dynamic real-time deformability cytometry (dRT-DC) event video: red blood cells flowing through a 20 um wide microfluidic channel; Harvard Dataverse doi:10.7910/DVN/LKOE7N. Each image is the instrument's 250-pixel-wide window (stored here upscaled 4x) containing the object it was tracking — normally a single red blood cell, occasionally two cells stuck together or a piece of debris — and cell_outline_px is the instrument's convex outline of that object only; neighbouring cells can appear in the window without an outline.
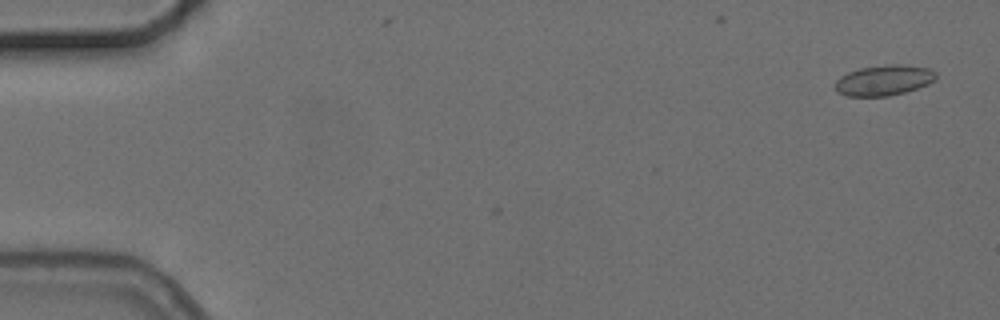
{"species": "common noctule bat (a hibernating species)", "species_latin": "Nyctalus noctula", "temperature_condition": "cold", "stored_images_in_passage": 3, "camera_frame_rate_fps": 3000, "um_per_image_px": 0.085, "animal": {"sex": "female", "body_mass_g": 24.6, "forearm_length_mm": 56.2}, "frame": {"image": 1, "passage_image": 3, "time_ms": 2.0, "image_size_px": [1000, 320], "cell_outline_px": [[936, 80], [928, 84], [904, 92], [888, 96], [848, 96], [836, 92], [836, 80], [840, 76], [848, 72], [860, 68], [888, 64], [904, 64], [928, 68], [936, 72]], "centroid_in_image_um": [75.13, 6.81], "position_along_channel_um": 9.9, "area_um2": 17.92}}